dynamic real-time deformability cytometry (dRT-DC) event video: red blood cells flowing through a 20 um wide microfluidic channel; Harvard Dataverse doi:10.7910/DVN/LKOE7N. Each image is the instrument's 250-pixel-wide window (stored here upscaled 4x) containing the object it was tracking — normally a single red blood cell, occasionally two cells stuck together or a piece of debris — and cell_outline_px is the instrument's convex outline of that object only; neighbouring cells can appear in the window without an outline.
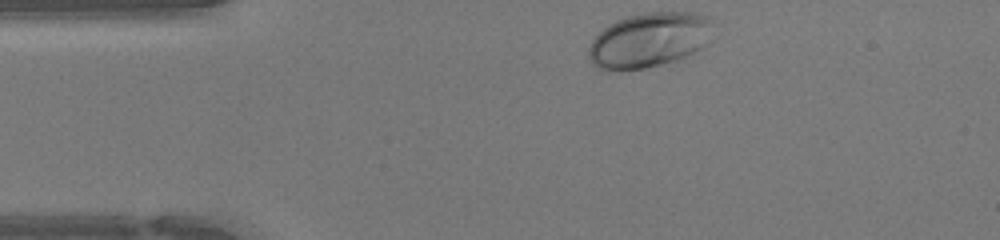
{"species": "human", "species_latin": "Homo sapiens", "temperature_condition": "warm", "stored_images_in_passage": 31, "camera_frame_rate_fps": 3000, "um_per_image_px": 0.085, "donor": {"sex": "female"}, "frame": {"image": 1, "passage_image": 1, "time_ms": 0.0, "image_size_px": [1000, 240], "cell_outline_px": [[712, 40], [688, 64], [620, 72], [608, 72], [596, 68], [592, 64], [588, 56], [588, 48], [592, 40], [608, 24], [616, 20], [628, 16], [644, 12], [696, 12], [708, 16], [712, 20]], "centroid_in_image_um": [55.29, 3.5], "position_along_channel_um": 29.7, "area_um2": 42.71}}
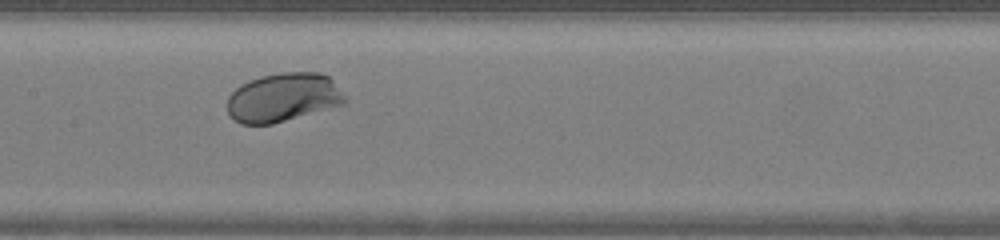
{"frame": {"image": 2, "passage_image": 15, "time_ms": 4.667, "image_size_px": [1000, 240], "cell_outline_px": [[348, 100], [344, 104], [272, 124], [240, 124], [228, 112], [228, 96], [240, 84], [248, 80], [260, 76], [280, 72], [320, 72], [328, 76], [348, 96]], "centroid_in_image_um": [24.1, 8.27], "position_along_channel_um": 183.3, "area_um2": 33.64}}
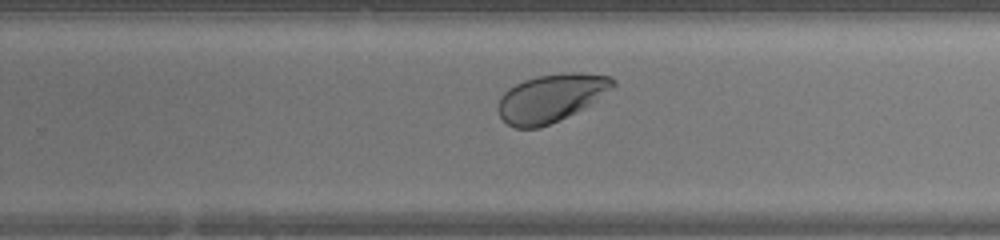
{"frame": {"image": 3, "passage_image": 22, "time_ms": 7.0, "image_size_px": [1000, 240], "cell_outline_px": [[616, 84], [612, 88], [584, 108], [540, 128], [516, 128], [508, 124], [500, 116], [496, 108], [500, 96], [508, 88], [524, 80], [536, 76], [564, 72], [580, 72], [612, 76], [616, 80]], "centroid_in_image_um": [46.82, 8.31], "position_along_channel_um": 283.0, "area_um2": 32.08}, "authors_computed_cell_mechanics": {"area_um2": 33.7552, "velocity_mm_per_s": 4.2732, "shape_relaxation_time_tau1_ms": 1.6904, "shape_relaxation_time_tau2_ms": null, "deformation_change_tau1": 0.1073, "deformation_change_tau2": null}}